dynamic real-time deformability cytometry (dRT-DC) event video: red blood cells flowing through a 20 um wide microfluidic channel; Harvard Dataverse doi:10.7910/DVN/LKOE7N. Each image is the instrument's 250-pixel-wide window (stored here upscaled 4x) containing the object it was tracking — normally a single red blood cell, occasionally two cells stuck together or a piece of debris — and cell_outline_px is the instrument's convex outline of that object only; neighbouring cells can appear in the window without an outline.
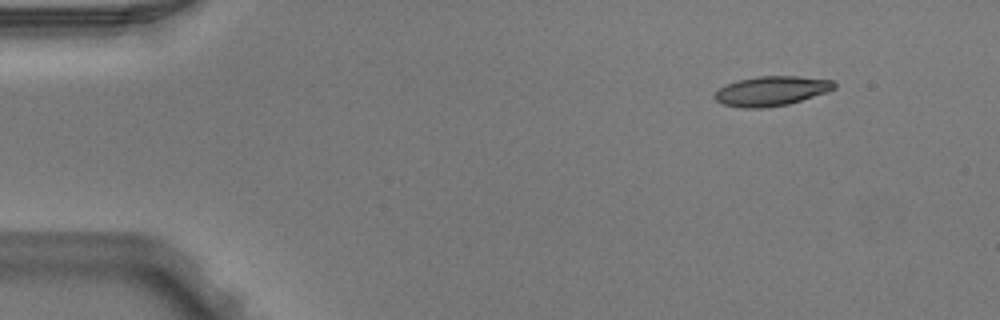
{"species": "Egyptian fruit bat (a non-hibernating species)", "species_latin": "Rousettus aegyptiacus", "temperature_condition": "warm", "stored_images_in_passage": 5, "camera_frame_rate_fps": 3000, "um_per_image_px": 0.085, "animal": {"sex": "male"}, "frame": {"image": 1, "passage_image": 1, "time_ms": 0.0, "image_size_px": [1000, 320], "cell_outline_px": [[836, 88], [828, 92], [788, 104], [760, 108], [740, 108], [724, 104], [716, 100], [712, 96], [720, 88], [736, 80], [760, 76], [796, 76], [832, 80], [836, 84]], "centroid_in_image_um": [65.58, 7.73], "position_along_channel_um": 19.4, "area_um2": 20.58}}
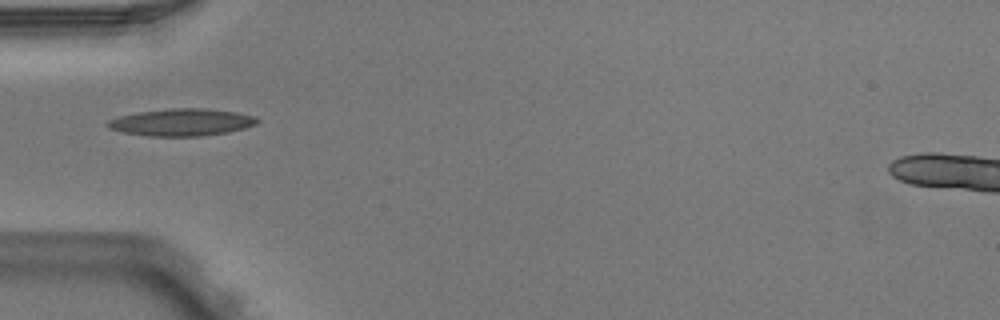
{"frame": {"image": 2, "passage_image": 4, "time_ms": 1.0, "image_size_px": [1000, 320], "cell_outline_px": [[260, 120], [256, 124], [244, 128], [228, 132], [200, 136], [148, 136], [124, 132], [108, 128], [104, 124], [108, 120], [120, 116], [136, 112], [172, 108], [208, 108], [236, 112], [256, 116]], "centroid_in_image_um": [15.44, 10.38], "position_along_channel_um": 69.6, "area_um2": 23.81}}
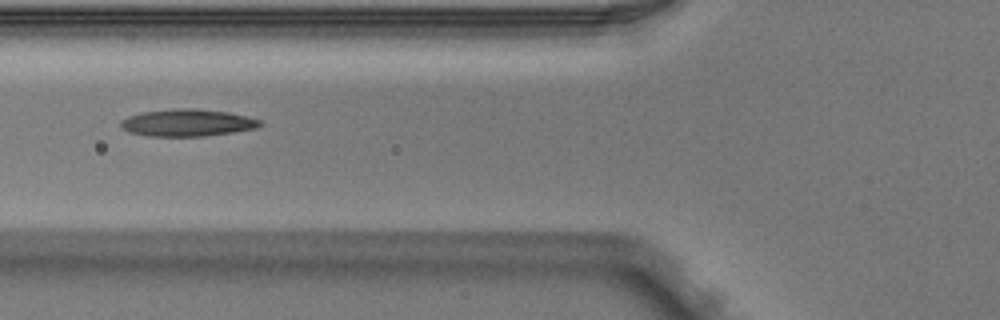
{"frame": {"image": 3, "passage_image": 5, "time_ms": 1.333, "image_size_px": [1000, 320], "cell_outline_px": [[264, 124], [256, 128], [232, 132], [204, 136], [148, 136], [128, 132], [120, 124], [120, 120], [128, 116], [144, 112], [176, 108], [196, 108], [228, 112], [248, 116], [260, 120]], "centroid_in_image_um": [15.94, 10.43], "position_along_channel_um": 109.9, "area_um2": 22.02}}